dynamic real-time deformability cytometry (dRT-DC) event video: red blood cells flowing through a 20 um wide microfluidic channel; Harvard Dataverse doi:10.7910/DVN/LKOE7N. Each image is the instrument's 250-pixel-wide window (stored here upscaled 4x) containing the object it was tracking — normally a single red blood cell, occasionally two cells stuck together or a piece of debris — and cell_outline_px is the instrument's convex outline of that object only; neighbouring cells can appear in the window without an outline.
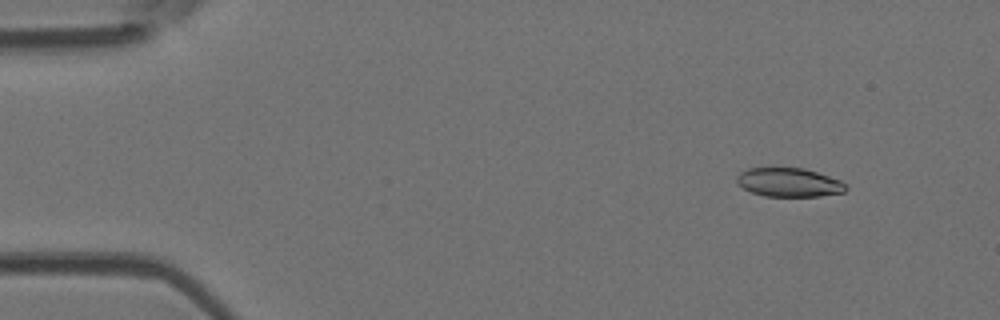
{"species": "Egyptian fruit bat (a non-hibernating species)", "species_latin": "Rousettus aegyptiacus", "temperature_condition": "room temperature", "stored_images_in_passage": 4, "camera_frame_rate_fps": 3000, "um_per_image_px": 0.085, "animal": {"sex": "female"}, "frame": {"image": 1, "passage_image": 2, "time_ms": 1.333, "image_size_px": [1000, 320], "cell_outline_px": [[848, 188], [844, 192], [820, 196], [764, 196], [752, 192], [744, 188], [736, 180], [736, 176], [740, 172], [748, 168], [804, 168], [840, 180], [848, 184]], "centroid_in_image_um": [67.09, 15.5], "position_along_channel_um": 17.9, "area_um2": 18.26}}